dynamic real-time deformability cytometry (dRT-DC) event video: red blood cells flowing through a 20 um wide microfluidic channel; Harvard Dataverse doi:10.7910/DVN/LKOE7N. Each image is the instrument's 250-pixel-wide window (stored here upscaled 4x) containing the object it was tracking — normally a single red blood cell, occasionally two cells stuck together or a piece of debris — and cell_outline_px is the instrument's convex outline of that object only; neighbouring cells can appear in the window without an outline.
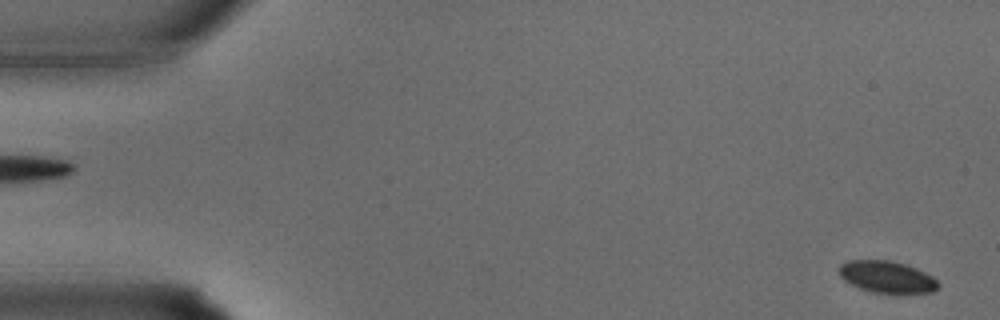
{"species": "common noctule bat (a hibernating species)", "species_latin": "Nyctalus noctula", "temperature_condition": "warm", "stored_images_in_passage": 34, "camera_frame_rate_fps": 3000, "um_per_image_px": 0.085, "animal": {"sex": "male", "body_mass_g": 15.6}, "frame": {"image": 1, "passage_image": 1, "time_ms": 0.0, "image_size_px": [1000, 320], "cell_outline_px": [[940, 284], [932, 292], [872, 292], [860, 288], [844, 280], [840, 276], [840, 264], [848, 260], [892, 260], [916, 268], [932, 276]], "centroid_in_image_um": [75.37, 23.51], "position_along_channel_um": 9.6, "area_um2": 18.03}}
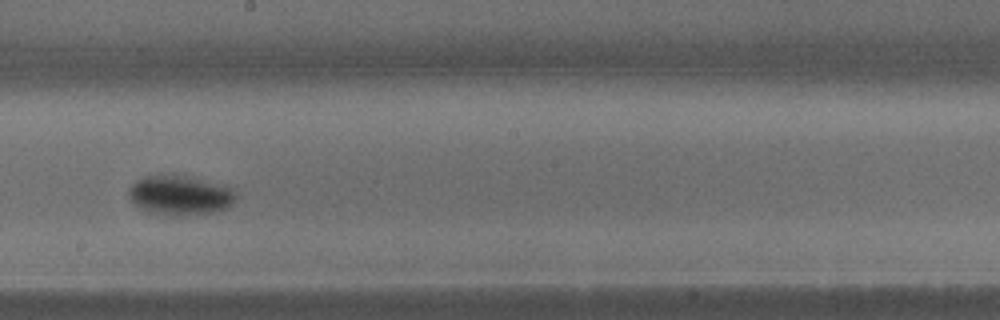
{"frame": {"image": 2, "passage_image": 19, "time_ms": 6.0, "image_size_px": [1000, 320], "cell_outline_px": [[240, 196], [232, 204], [216, 212], [180, 216], [168, 216], [148, 212], [140, 208], [128, 196], [128, 188], [136, 180], [148, 176], [184, 176], [232, 188]], "centroid_in_image_um": [15.31, 16.64], "position_along_channel_um": 232.9, "area_um2": 24.51}}
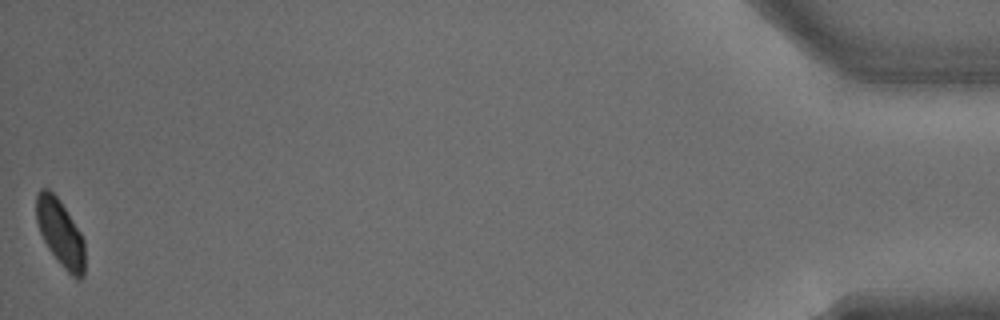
{"frame": {"image": 3, "passage_image": 34, "time_ms": 11.0, "image_size_px": [1000, 320], "cell_outline_px": [[84, 276], [80, 280], [76, 280], [64, 268], [48, 248], [40, 232], [36, 220], [36, 196], [40, 188], [48, 188], [60, 200], [80, 232], [84, 240]], "centroid_in_image_um": [5.13, 19.8], "position_along_channel_um": 430.1, "area_um2": 18.84}}